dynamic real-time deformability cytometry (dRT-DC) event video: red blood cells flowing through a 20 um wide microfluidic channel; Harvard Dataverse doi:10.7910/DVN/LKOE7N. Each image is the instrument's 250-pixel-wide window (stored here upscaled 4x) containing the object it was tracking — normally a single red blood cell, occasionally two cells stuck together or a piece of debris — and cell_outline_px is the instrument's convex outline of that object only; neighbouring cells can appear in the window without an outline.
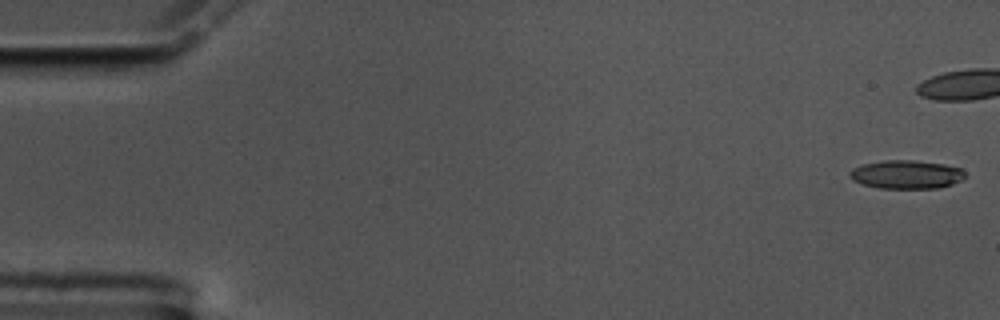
{"species": "common noctule bat (a hibernating species)", "species_latin": "Nyctalus noctula", "temperature_condition": "cold", "stored_images_in_passage": 45, "camera_frame_rate_fps": 3000, "um_per_image_px": 0.085, "animal": {"sex": "male", "body_mass_g": 17.5, "forearm_length_mm": 52.3}, "frame": {"image": 1, "passage_image": 1, "time_ms": 0.0, "image_size_px": [1000, 320], "cell_outline_px": [[968, 176], [964, 180], [952, 184], [936, 188], [880, 188], [860, 184], [852, 180], [848, 176], [848, 172], [852, 168], [864, 164], [884, 160], [912, 160], [944, 164], [960, 168]], "centroid_in_image_um": [77.03, 14.83], "position_along_channel_um": 8.0, "area_um2": 19.36}}